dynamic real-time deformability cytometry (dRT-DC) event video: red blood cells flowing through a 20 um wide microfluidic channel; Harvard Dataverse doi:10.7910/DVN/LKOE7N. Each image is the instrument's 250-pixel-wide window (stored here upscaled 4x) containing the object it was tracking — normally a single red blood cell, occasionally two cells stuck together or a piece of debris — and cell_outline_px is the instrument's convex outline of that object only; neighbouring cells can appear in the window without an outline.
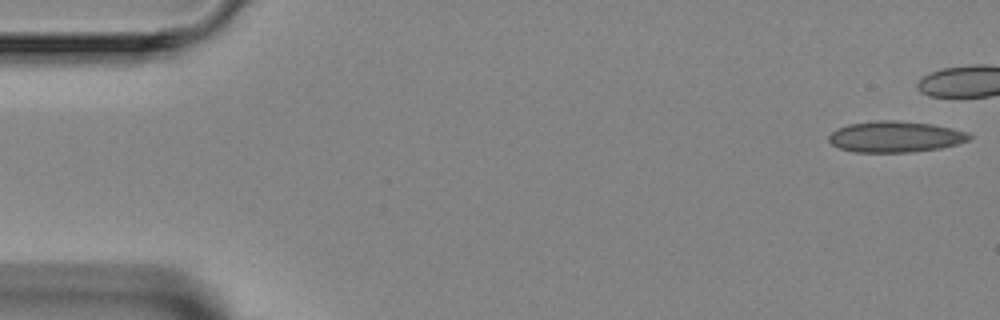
{"species": "Egyptian fruit bat (a non-hibernating species)", "species_latin": "Rousettus aegyptiacus", "temperature_condition": "room temperature", "stored_images_in_passage": 7, "camera_frame_rate_fps": 3000, "um_per_image_px": 0.085, "animal": {"sex": "female"}, "frame": {"image": 1, "passage_image": 1, "time_ms": 0.0, "image_size_px": [1000, 320], "cell_outline_px": [[972, 136], [968, 140], [956, 144], [940, 148], [912, 152], [852, 152], [840, 148], [832, 144], [828, 140], [828, 136], [836, 128], [848, 124], [876, 120], [896, 120], [932, 124], [952, 128], [968, 132]], "centroid_in_image_um": [76.08, 11.61], "position_along_channel_um": 8.9, "area_um2": 25.55}}
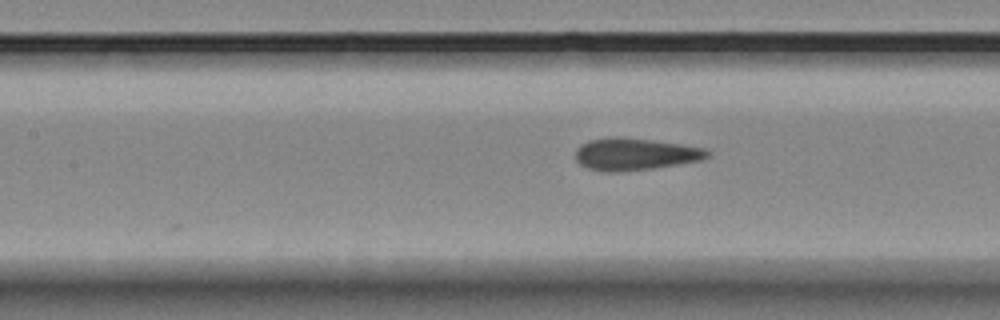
{"frame": {"image": 2, "passage_image": 7, "time_ms": 6.667, "image_size_px": [1000, 320], "cell_outline_px": [[712, 152], [708, 156], [700, 160], [652, 168], [620, 172], [604, 172], [588, 168], [580, 164], [576, 160], [576, 148], [580, 144], [588, 140], [608, 136], [620, 136], [652, 140], [708, 148]], "centroid_in_image_um": [53.95, 13.08], "position_along_channel_um": 153.5, "area_um2": 24.91}}